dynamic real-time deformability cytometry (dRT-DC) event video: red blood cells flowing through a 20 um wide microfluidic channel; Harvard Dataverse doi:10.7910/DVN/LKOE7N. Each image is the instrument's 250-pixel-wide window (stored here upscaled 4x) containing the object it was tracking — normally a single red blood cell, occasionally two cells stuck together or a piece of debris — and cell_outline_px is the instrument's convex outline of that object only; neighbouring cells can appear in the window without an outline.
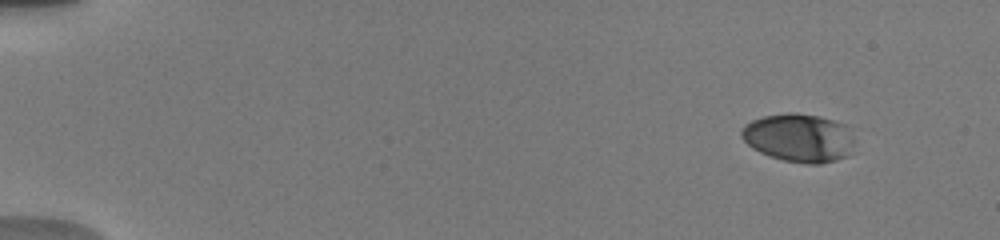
{"species": "human", "species_latin": "Homo sapiens", "temperature_condition": "warm", "stored_images_in_passage": 7, "camera_frame_rate_fps": 3000, "um_per_image_px": 0.085, "donor": {"sex": "male"}, "frame": {"image": 1, "passage_image": 1, "time_ms": 0.0, "image_size_px": [1000, 240], "cell_outline_px": [[852, 144], [848, 156], [836, 160], [820, 164], [808, 164], [784, 160], [760, 152], [752, 148], [740, 136], [740, 128], [744, 124], [752, 120], [764, 116], [788, 112], [796, 112], [820, 116], [848, 124], [852, 140]], "centroid_in_image_um": [67.89, 11.69], "position_along_channel_um": 17.1, "area_um2": 32.08}}
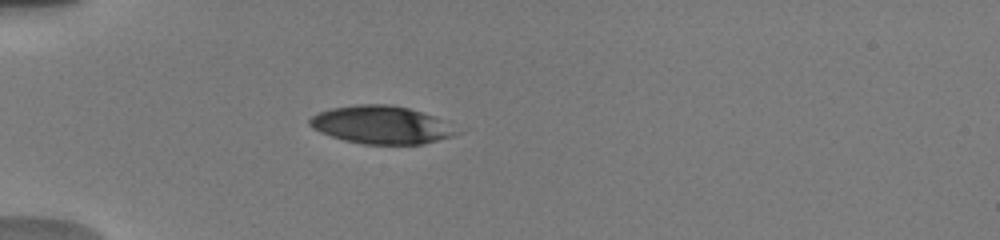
{"frame": {"image": 2, "passage_image": 5, "time_ms": 4.0, "image_size_px": [1000, 240], "cell_outline_px": [[460, 132], [452, 136], [424, 144], [364, 144], [344, 140], [320, 132], [312, 128], [308, 124], [308, 120], [312, 116], [320, 112], [332, 108], [356, 104], [388, 104], [408, 108], [448, 120]], "centroid_in_image_um": [32.45, 10.61], "position_along_channel_um": 52.6, "area_um2": 32.6}}
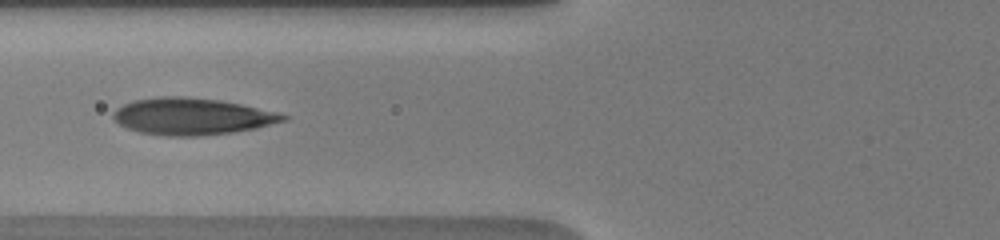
{"frame": {"image": 3, "passage_image": 7, "time_ms": 6.0, "image_size_px": [1000, 240], "cell_outline_px": [[288, 120], [256, 128], [232, 132], [196, 136], [164, 136], [140, 132], [128, 128], [120, 124], [112, 116], [112, 112], [116, 108], [132, 100], [160, 96], [184, 96], [220, 100], [280, 112], [288, 116]], "centroid_in_image_um": [16.32, 9.88], "position_along_channel_um": 109.5, "area_um2": 36.53}}